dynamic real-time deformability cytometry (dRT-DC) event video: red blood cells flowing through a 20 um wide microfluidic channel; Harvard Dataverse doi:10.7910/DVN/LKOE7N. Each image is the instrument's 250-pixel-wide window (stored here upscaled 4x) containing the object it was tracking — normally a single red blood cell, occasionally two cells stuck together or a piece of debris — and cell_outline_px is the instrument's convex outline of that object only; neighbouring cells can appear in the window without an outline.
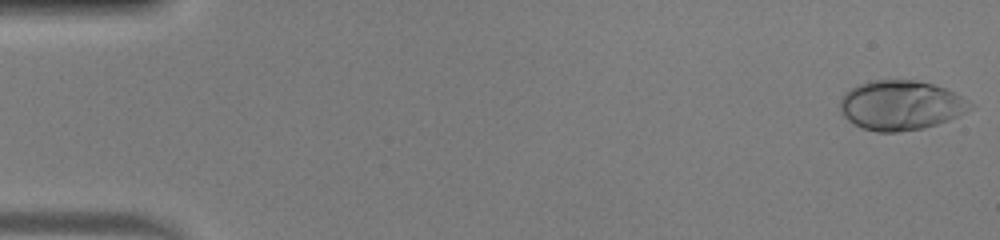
{"species": "human", "species_latin": "Homo sapiens", "temperature_condition": "warm", "stored_images_in_passage": 50, "camera_frame_rate_fps": 3000, "um_per_image_px": 0.085, "donor": {"sex": "male"}, "frame": {"image": 1, "passage_image": 1, "time_ms": 0.0, "image_size_px": [1000, 240], "cell_outline_px": [[976, 108], [948, 120], [924, 128], [896, 132], [876, 132], [852, 124], [840, 112], [840, 100], [844, 92], [856, 84], [872, 80], [916, 80], [932, 84], [944, 88], [976, 104]], "centroid_in_image_um": [76.56, 8.95], "position_along_channel_um": 8.4, "area_um2": 37.92}}
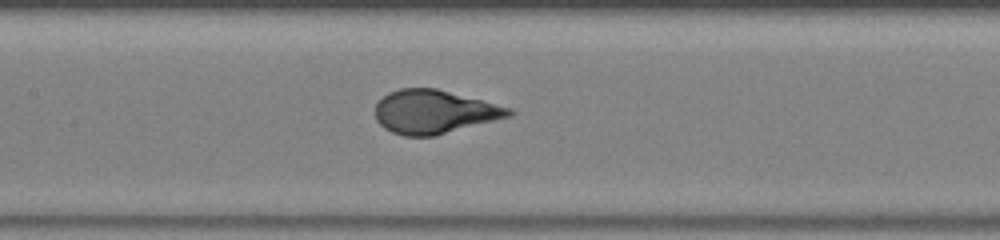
{"frame": {"image": 2, "passage_image": 24, "time_ms": 7.667, "image_size_px": [1000, 240], "cell_outline_px": [[516, 112], [512, 116], [432, 136], [404, 136], [392, 132], [384, 128], [376, 120], [376, 104], [388, 92], [400, 88], [436, 88], [512, 108]], "centroid_in_image_um": [36.91, 9.5], "position_along_channel_um": 170.5, "area_um2": 33.76}}
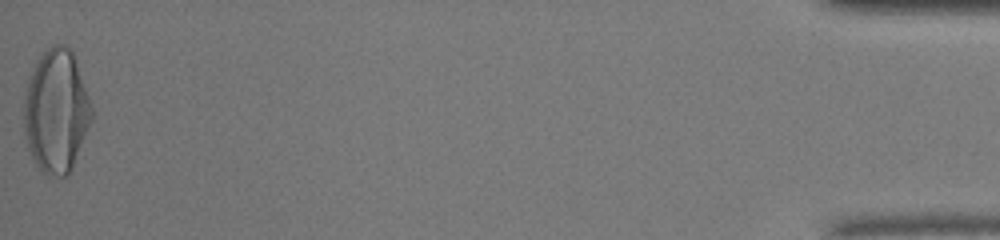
{"frame": {"image": 3, "passage_image": 50, "time_ms": 16.333, "image_size_px": [1000, 240], "cell_outline_px": [[92, 120], [68, 176], [48, 176], [36, 164], [28, 148], [24, 136], [24, 96], [28, 76], [40, 52], [52, 44], [64, 44], [72, 52], [92, 108]], "centroid_in_image_um": [4.74, 9.42], "position_along_channel_um": 430.5, "area_um2": 48.61}, "authors_computed_cell_mechanics": {"area_um2": 35.0268, "velocity_mm_per_s": 4.1288, "shape_relaxation_time_tau1_ms": 5.071, "shape_relaxation_time_tau2_ms": null, "deformation_change_tau1": 0.2903, "deformation_change_tau2": null}}